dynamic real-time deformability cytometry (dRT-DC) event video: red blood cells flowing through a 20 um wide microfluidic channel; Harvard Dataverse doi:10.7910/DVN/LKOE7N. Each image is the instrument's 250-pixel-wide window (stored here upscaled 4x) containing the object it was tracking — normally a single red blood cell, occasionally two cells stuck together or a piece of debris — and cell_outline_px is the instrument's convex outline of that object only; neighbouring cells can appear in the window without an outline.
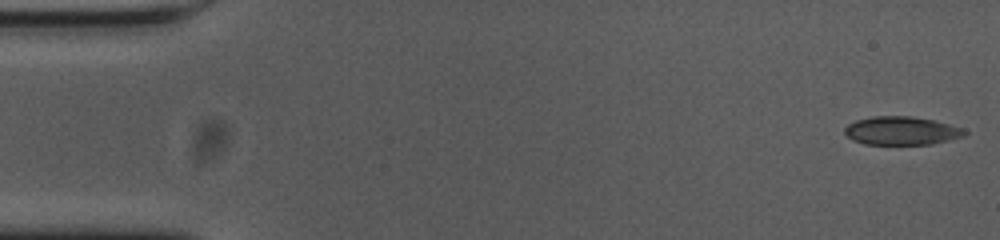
{"species": "common noctule bat (a hibernating species)", "species_latin": "Nyctalus noctula", "temperature_condition": "cold", "stored_images_in_passage": 54, "camera_frame_rate_fps": 3000, "um_per_image_px": 0.085, "animal": {"sex": "female", "body_mass_g": 23.0, "forearm_length_mm": 53.4}, "frame": {"image": 1, "passage_image": 1, "time_ms": 0.0, "image_size_px": [1000, 240], "cell_outline_px": [[968, 132], [964, 136], [932, 144], [864, 144], [852, 140], [844, 132], [844, 128], [848, 124], [856, 120], [872, 116], [912, 116], [936, 120], [964, 128]], "centroid_in_image_um": [76.65, 11.1], "position_along_channel_um": 8.4, "area_um2": 20.0}}
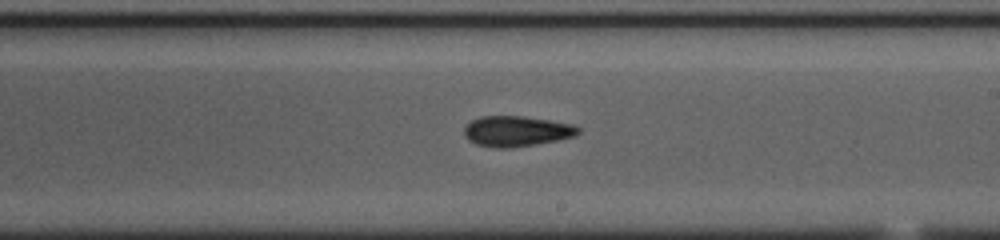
{"frame": {"image": 2, "passage_image": 31, "time_ms": 10.0, "image_size_px": [1000, 240], "cell_outline_px": [[580, 132], [576, 136], [556, 140], [512, 148], [496, 148], [476, 144], [468, 140], [464, 136], [464, 128], [472, 120], [480, 116], [524, 116], [572, 124], [580, 128]], "centroid_in_image_um": [43.89, 11.15], "position_along_channel_um": 245.1, "area_um2": 20.23}}
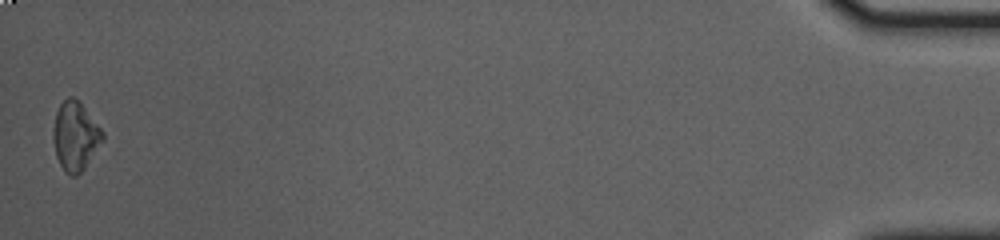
{"frame": {"image": 3, "passage_image": 54, "time_ms": 17.667, "image_size_px": [1000, 240], "cell_outline_px": [[104, 140], [84, 168], [76, 176], [72, 176], [64, 172], [56, 156], [52, 136], [52, 132], [56, 112], [60, 104], [68, 96], [72, 96], [80, 100], [104, 132]], "centroid_in_image_um": [6.4, 11.55], "position_along_channel_um": 428.8, "area_um2": 20.06}}